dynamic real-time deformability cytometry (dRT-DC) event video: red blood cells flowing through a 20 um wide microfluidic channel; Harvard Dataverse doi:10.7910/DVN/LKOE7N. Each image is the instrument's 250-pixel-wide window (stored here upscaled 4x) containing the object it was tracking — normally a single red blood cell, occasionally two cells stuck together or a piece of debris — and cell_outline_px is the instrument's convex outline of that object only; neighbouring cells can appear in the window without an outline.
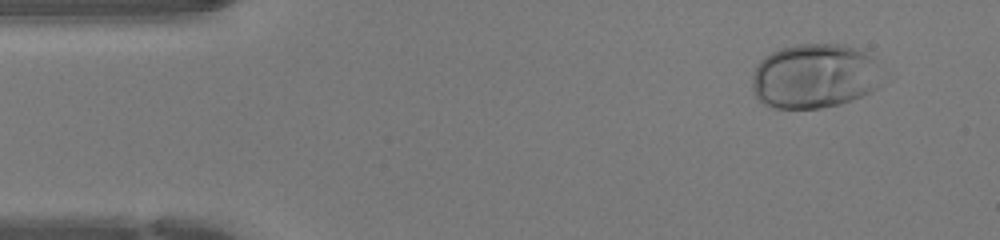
{"species": "human", "species_latin": "Homo sapiens", "temperature_condition": "warm", "stored_images_in_passage": 47, "camera_frame_rate_fps": 3000, "um_per_image_px": 0.085, "donor": {"sex": "female"}, "frame": {"image": 1, "passage_image": 4, "time_ms": 1.0, "image_size_px": [1000, 240], "cell_outline_px": [[880, 84], [876, 88], [852, 100], [840, 104], [820, 108], [776, 108], [764, 104], [752, 92], [752, 76], [756, 64], [764, 56], [780, 48], [796, 44], [844, 44], [856, 48], [864, 52], [868, 56]], "centroid_in_image_um": [69.11, 6.47], "position_along_channel_um": 15.9, "area_um2": 48.38}}
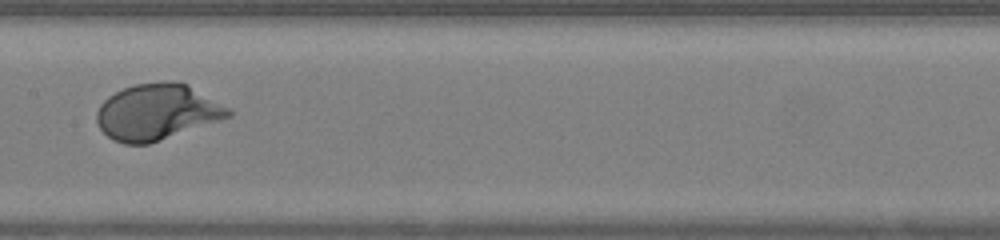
{"frame": {"image": 2, "passage_image": 23, "time_ms": 7.333, "image_size_px": [1000, 240], "cell_outline_px": [[236, 112], [232, 116], [148, 144], [124, 144], [112, 140], [100, 128], [96, 120], [96, 112], [100, 104], [108, 96], [124, 88], [136, 84], [168, 80], [180, 80], [188, 84]], "centroid_in_image_um": [13.35, 9.5], "position_along_channel_um": 194.0, "area_um2": 43.06}}
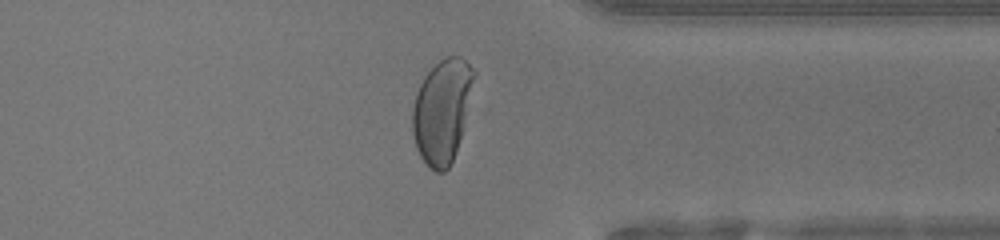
{"frame": {"image": 3, "passage_image": 36, "time_ms": 11.667, "image_size_px": [1000, 240], "cell_outline_px": [[476, 72], [468, 112], [452, 160], [448, 168], [444, 172], [436, 172], [428, 168], [420, 156], [416, 148], [412, 132], [412, 108], [416, 92], [424, 76], [440, 60], [448, 56], [460, 56]], "centroid_in_image_um": [37.56, 9.43], "position_along_channel_um": 373.8, "area_um2": 37.05}, "authors_computed_cell_mechanics": {"area_um2": 43.1188, "velocity_mm_per_s": 4.2683, "shape_relaxation_time_tau1_ms": 2.5083, "shape_relaxation_time_tau2_ms": null, "deformation_change_tau1": 0.1637, "deformation_change_tau2": null}}